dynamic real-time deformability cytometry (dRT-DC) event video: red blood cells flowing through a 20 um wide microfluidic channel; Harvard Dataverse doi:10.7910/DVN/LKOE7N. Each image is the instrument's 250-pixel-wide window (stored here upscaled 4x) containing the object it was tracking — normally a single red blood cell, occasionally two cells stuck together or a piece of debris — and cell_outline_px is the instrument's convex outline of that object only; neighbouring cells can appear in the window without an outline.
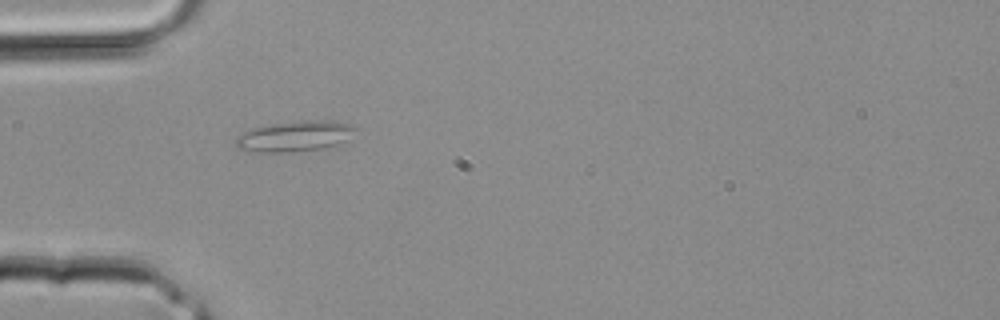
{"species": "common noctule bat (a hibernating species)", "species_latin": "Nyctalus noctula", "temperature_condition": "room temperature", "stored_images_in_passage": 3, "camera_frame_rate_fps": 3000, "um_per_image_px": 0.085, "animal": {"sex": "male", "body_mass_g": 20.4}, "frame": {"image": 1, "passage_image": 3, "time_ms": 0.667, "image_size_px": [1000, 320], "cell_outline_px": [[356, 128], [344, 140], [336, 144], [324, 148], [288, 152], [256, 152], [240, 148], [236, 144], [236, 136], [252, 128], [272, 124], [304, 120], [332, 120], [348, 124]], "centroid_in_image_um": [25.01, 11.57], "position_along_channel_um": 60.0, "area_um2": 20.87}}